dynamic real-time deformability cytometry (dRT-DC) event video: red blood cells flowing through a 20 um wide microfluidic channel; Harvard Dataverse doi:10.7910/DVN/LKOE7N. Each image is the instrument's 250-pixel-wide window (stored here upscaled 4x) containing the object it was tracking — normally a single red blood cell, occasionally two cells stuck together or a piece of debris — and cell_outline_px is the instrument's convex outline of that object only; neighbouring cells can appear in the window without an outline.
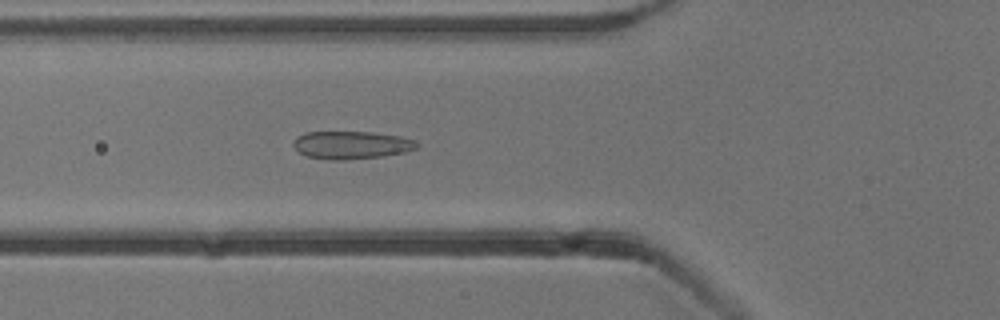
{"species": "common noctule bat (a hibernating species)", "species_latin": "Nyctalus noctula", "temperature_condition": "cold", "stored_images_in_passage": 54, "camera_frame_rate_fps": 3000, "um_per_image_px": 0.085, "animal": {"sex": "male", "body_mass_g": 13.3}, "frame": {"image": 1, "passage_image": 20, "time_ms": 6.333, "image_size_px": [1000, 320], "cell_outline_px": [[416, 148], [404, 152], [384, 156], [344, 160], [328, 160], [308, 156], [300, 152], [292, 144], [296, 136], [304, 132], [372, 132], [396, 136], [416, 140]], "centroid_in_image_um": [29.82, 12.33], "position_along_channel_um": 96.0, "area_um2": 19.88}}
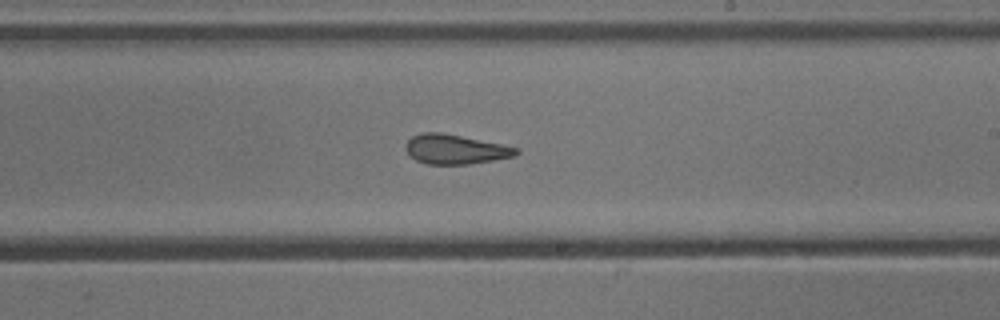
{"frame": {"image": 2, "passage_image": 32, "time_ms": 10.333, "image_size_px": [1000, 320], "cell_outline_px": [[520, 152], [512, 156], [492, 160], [468, 164], [428, 164], [416, 160], [404, 148], [408, 140], [412, 136], [420, 132], [440, 132], [500, 144], [516, 148]], "centroid_in_image_um": [38.64, 12.68], "position_along_channel_um": 250.4, "area_um2": 18.61}}
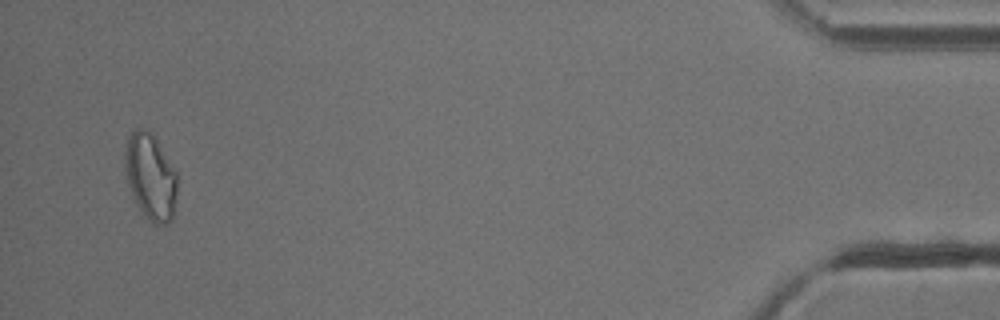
{"frame": {"image": 3, "passage_image": 52, "time_ms": 17.0, "image_size_px": [1000, 320], "cell_outline_px": [[176, 196], [172, 220], [164, 224], [152, 224], [144, 216], [132, 196], [124, 164], [124, 156], [128, 136], [136, 128], [144, 128], [152, 132], [176, 172]], "centroid_in_image_um": [12.78, 15.02], "position_along_channel_um": 422.4, "area_um2": 26.13}, "authors_computed_cell_mechanics": {"area_um2": 20.6346, "velocity_mm_per_s": 3.8515, "shape_relaxation_time_tau1_ms": null, "shape_relaxation_time_tau2_ms": 1.5195, "deformation_change_tau1": null, "deformation_change_tau2": 0.0801}}